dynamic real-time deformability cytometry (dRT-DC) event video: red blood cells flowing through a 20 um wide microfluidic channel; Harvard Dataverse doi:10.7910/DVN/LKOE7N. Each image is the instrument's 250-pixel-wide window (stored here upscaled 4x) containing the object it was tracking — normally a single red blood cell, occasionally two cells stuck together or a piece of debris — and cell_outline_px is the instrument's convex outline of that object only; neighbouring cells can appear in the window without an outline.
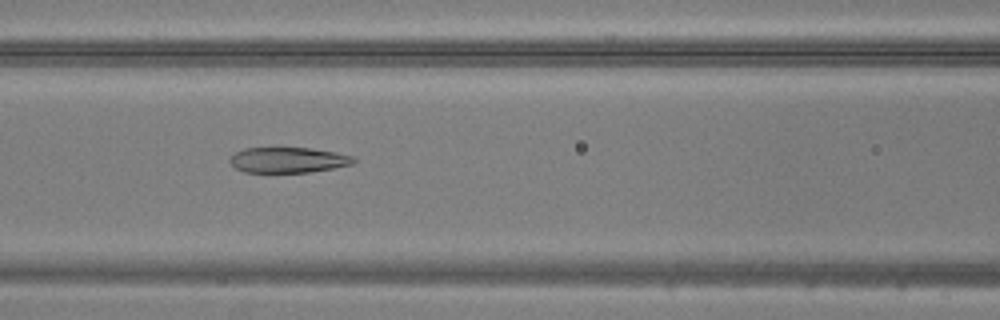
{"species": "common noctule bat (a hibernating species)", "species_latin": "Nyctalus noctula", "temperature_condition": "warm", "stored_images_in_passage": 42, "camera_frame_rate_fps": 3000, "um_per_image_px": 0.085, "animal": {"sex": "male", "body_mass_g": 20.5, "forearm_length_mm": 52.5}, "frame": {"image": 1, "passage_image": 14, "time_ms": 4.333, "image_size_px": [1000, 320], "cell_outline_px": [[356, 160], [352, 164], [332, 168], [308, 172], [244, 172], [236, 168], [228, 160], [236, 152], [244, 148], [312, 148], [336, 152], [356, 156]], "centroid_in_image_um": [24.52, 13.59], "position_along_channel_um": 142.1, "area_um2": 18.32}}
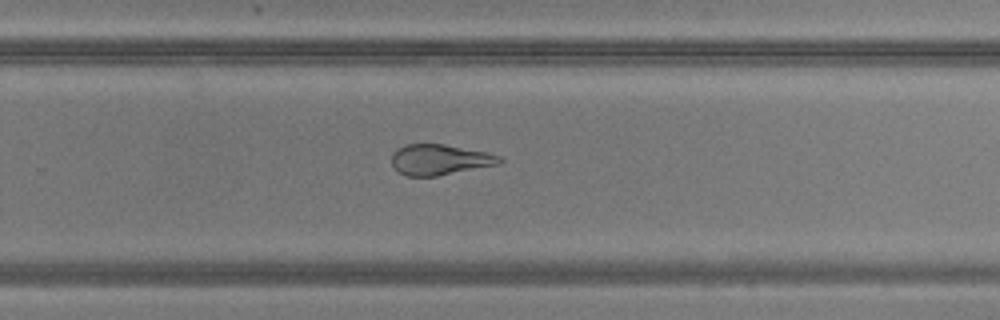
{"frame": {"image": 2, "passage_image": 25, "time_ms": 8.0, "image_size_px": [1000, 320], "cell_outline_px": [[504, 160], [496, 164], [436, 176], [408, 176], [400, 172], [392, 164], [392, 152], [396, 148], [404, 144], [444, 144], [484, 152], [500, 156]], "centroid_in_image_um": [37.32, 13.56], "position_along_channel_um": 292.5, "area_um2": 18.9}}
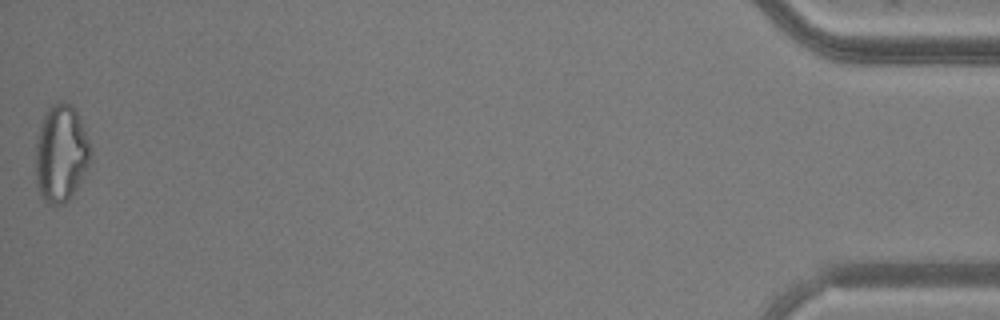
{"frame": {"image": 3, "passage_image": 42, "time_ms": 13.667, "image_size_px": [1000, 320], "cell_outline_px": [[92, 160], [76, 188], [68, 200], [64, 204], [52, 204], [44, 200], [40, 196], [36, 184], [36, 136], [40, 124], [48, 108], [56, 100], [72, 104], [80, 120], [92, 148]], "centroid_in_image_um": [5.18, 13.03], "position_along_channel_um": 430.0, "area_um2": 31.39}}